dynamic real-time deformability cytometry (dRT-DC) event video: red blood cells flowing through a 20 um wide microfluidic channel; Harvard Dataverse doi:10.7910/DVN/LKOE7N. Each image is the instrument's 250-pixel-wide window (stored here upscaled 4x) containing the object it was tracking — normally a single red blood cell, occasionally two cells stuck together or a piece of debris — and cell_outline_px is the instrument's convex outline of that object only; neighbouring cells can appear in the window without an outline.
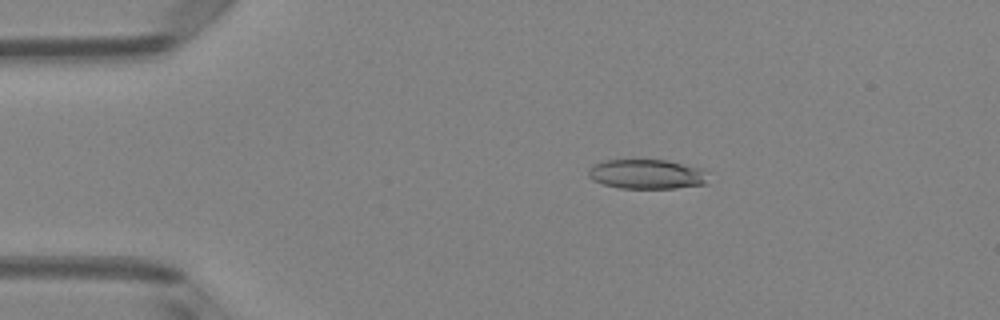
{"species": "Egyptian fruit bat (a non-hibernating species)", "species_latin": "Rousettus aegyptiacus", "temperature_condition": "room temperature", "stored_images_in_passage": 6, "camera_frame_rate_fps": 3000, "um_per_image_px": 0.085, "animal": {"sex": "female"}, "frame": {"image": 1, "passage_image": 3, "time_ms": 0.667, "image_size_px": [1000, 320], "cell_outline_px": [[708, 184], [676, 188], [620, 188], [604, 184], [592, 180], [588, 176], [588, 168], [592, 164], [604, 160], [668, 160], [704, 168], [708, 172]], "centroid_in_image_um": [55.02, 14.8], "position_along_channel_um": 30.0, "area_um2": 21.1}}
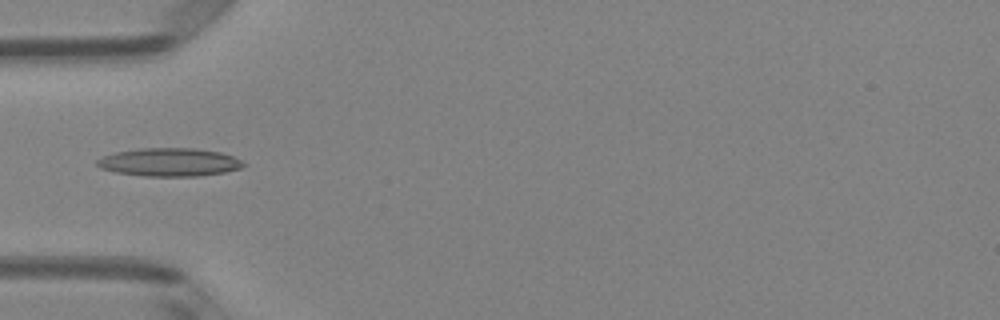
{"frame": {"image": 2, "passage_image": 5, "time_ms": 1.333, "image_size_px": [1000, 320], "cell_outline_px": [[248, 164], [240, 168], [224, 172], [196, 176], [144, 176], [116, 172], [100, 168], [96, 164], [96, 160], [104, 156], [116, 152], [140, 148], [196, 148], [220, 152], [232, 156]], "centroid_in_image_um": [14.4, 13.78], "position_along_channel_um": 70.6, "area_um2": 23.99}}
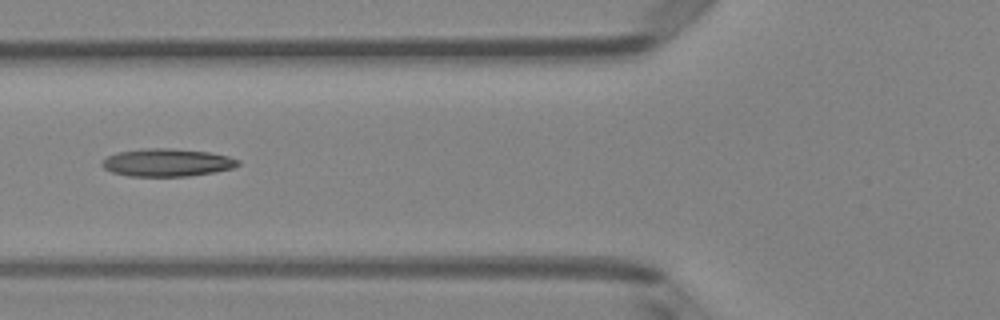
{"frame": {"image": 3, "passage_image": 6, "time_ms": 1.667, "image_size_px": [1000, 320], "cell_outline_px": [[240, 164], [232, 168], [216, 172], [188, 176], [128, 176], [112, 172], [104, 168], [100, 164], [108, 156], [116, 152], [144, 148], [168, 148], [208, 152], [228, 156], [240, 160]], "centroid_in_image_um": [14.2, 13.82], "position_along_channel_um": 111.6, "area_um2": 22.02}}